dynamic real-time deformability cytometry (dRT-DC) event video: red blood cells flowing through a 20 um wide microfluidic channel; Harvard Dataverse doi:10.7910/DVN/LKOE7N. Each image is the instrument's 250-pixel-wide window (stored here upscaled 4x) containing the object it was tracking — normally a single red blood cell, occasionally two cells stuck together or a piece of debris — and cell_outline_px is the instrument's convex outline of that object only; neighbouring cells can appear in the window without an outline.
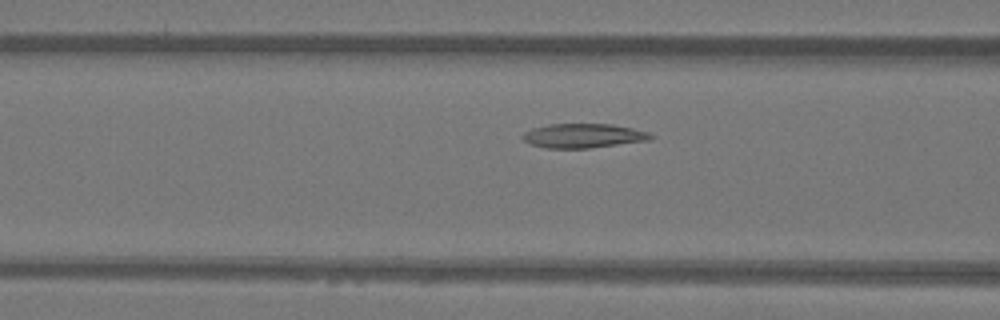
{"species": "Egyptian fruit bat (a non-hibernating species)", "species_latin": "Rousettus aegyptiacus", "temperature_condition": "warm", "stored_images_in_passage": 45, "camera_frame_rate_fps": 3000, "um_per_image_px": 0.085, "animal": {"sex": "female"}, "frame": {"image": 1, "passage_image": 15, "time_ms": 4.667, "image_size_px": [1000, 320], "cell_outline_px": [[656, 136], [652, 140], [588, 148], [544, 148], [528, 144], [520, 136], [524, 132], [532, 128], [548, 124], [612, 124], [632, 128], [648, 132]], "centroid_in_image_um": [49.57, 11.54], "position_along_channel_um": 117.0, "area_um2": 18.32}}
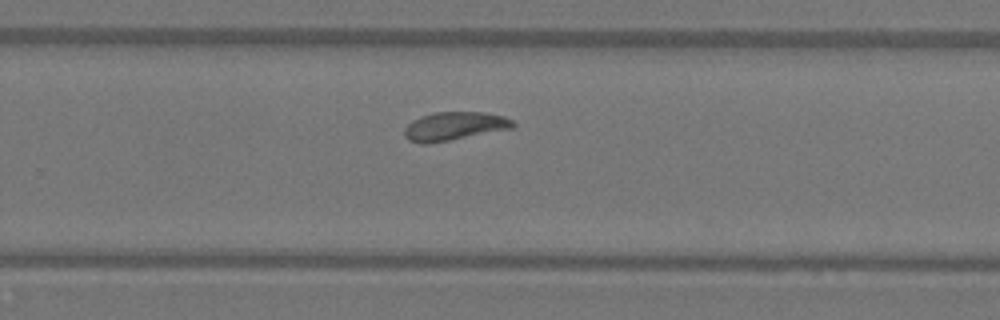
{"frame": {"image": 2, "passage_image": 28, "time_ms": 9.0, "image_size_px": [1000, 320], "cell_outline_px": [[516, 124], [512, 128], [428, 144], [420, 144], [408, 140], [404, 136], [404, 128], [412, 120], [420, 116], [436, 112], [484, 112], [504, 116], [512, 120]], "centroid_in_image_um": [38.58, 10.72], "position_along_channel_um": 291.2, "area_um2": 17.98}}
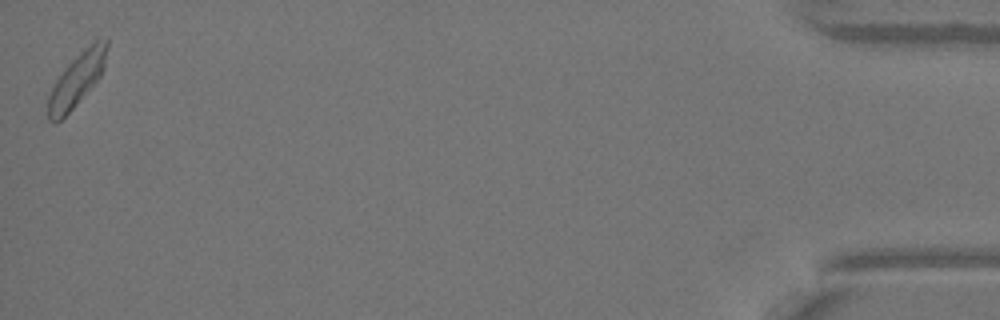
{"frame": {"image": 3, "passage_image": 45, "time_ms": 14.667, "image_size_px": [1000, 320], "cell_outline_px": [[108, 48], [104, 68], [100, 76], [76, 104], [60, 120], [48, 120], [48, 96], [56, 80], [64, 68], [88, 44], [96, 40], [108, 36]], "centroid_in_image_um": [6.57, 6.69], "position_along_channel_um": 428.6, "area_um2": 17.92}, "authors_computed_cell_mechanics": {"area_um2": 17.918, "velocity_mm_per_s": 4.0368, "shape_relaxation_time_tau1_ms": 3.957, "shape_relaxation_time_tau2_ms": 2.3716, "deformation_change_tau1": 0.1252, "deformation_change_tau2": 0.0666}}